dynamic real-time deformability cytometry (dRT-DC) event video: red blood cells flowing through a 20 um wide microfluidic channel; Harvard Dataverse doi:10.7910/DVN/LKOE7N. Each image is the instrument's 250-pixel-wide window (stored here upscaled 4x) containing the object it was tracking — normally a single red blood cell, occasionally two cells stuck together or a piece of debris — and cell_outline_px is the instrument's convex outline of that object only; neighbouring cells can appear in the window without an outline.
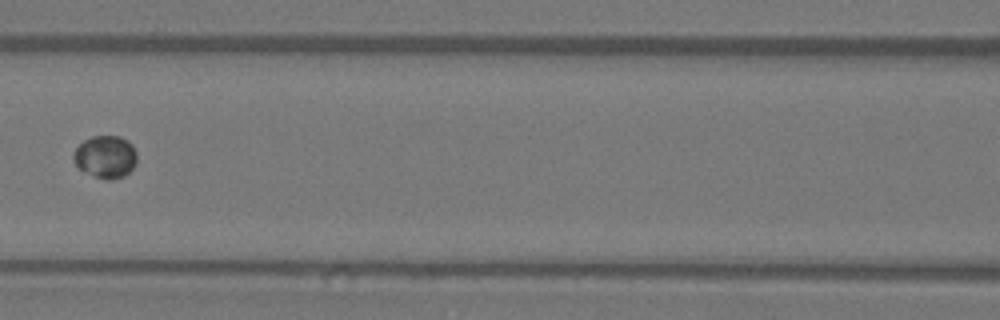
{"species": "Egyptian fruit bat (a non-hibernating species)", "species_latin": "Rousettus aegyptiacus", "temperature_condition": "warm", "stored_images_in_passage": 8, "segment_of_instrument_passage": [1, 2], "camera_frame_rate_fps": 3000, "um_per_image_px": 0.085, "animal": {"sex": "female"}, "frame": {"image": 1, "passage_image": 7, "time_ms": 8.333, "image_size_px": [1000, 320], "cell_outline_px": [[136, 164], [124, 176], [108, 180], [84, 172], [72, 160], [72, 156], [76, 148], [84, 140], [92, 136], [120, 136], [128, 140], [132, 144], [136, 152]], "centroid_in_image_um": [8.97, 13.31], "position_along_channel_um": 157.6, "area_um2": 15.66}}